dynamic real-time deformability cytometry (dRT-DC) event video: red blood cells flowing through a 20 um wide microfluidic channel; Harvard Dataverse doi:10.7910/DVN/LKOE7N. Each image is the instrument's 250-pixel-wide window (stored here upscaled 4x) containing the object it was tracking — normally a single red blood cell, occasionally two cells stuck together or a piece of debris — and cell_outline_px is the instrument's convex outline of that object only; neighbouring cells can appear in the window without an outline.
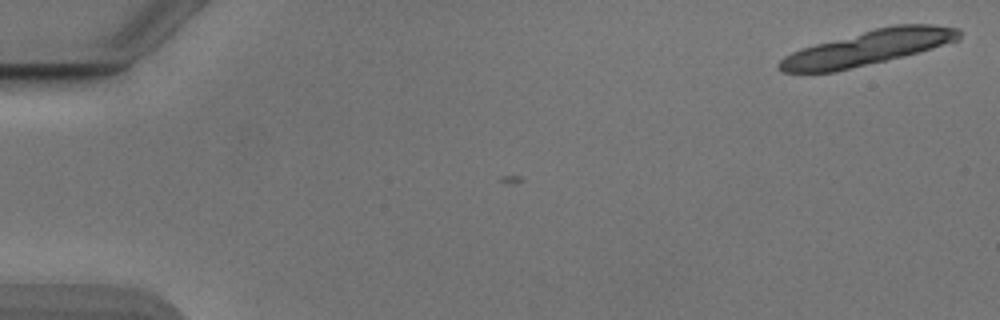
{"species": "Egyptian fruit bat (a non-hibernating species)", "species_latin": "Rousettus aegyptiacus", "temperature_condition": "cold", "stored_images_in_passage": 4, "camera_frame_rate_fps": 3000, "um_per_image_px": 0.085, "animal": {"sex": "male"}, "frame": {"image": 1, "passage_image": 4, "time_ms": 1.0, "image_size_px": [1000, 320], "cell_outline_px": [[960, 36], [956, 40], [932, 48], [836, 72], [784, 72], [776, 64], [784, 56], [800, 48], [876, 28], [896, 24], [932, 24], [960, 28]], "centroid_in_image_um": [73.75, 4.05], "position_along_channel_um": 11.3, "area_um2": 35.72}}